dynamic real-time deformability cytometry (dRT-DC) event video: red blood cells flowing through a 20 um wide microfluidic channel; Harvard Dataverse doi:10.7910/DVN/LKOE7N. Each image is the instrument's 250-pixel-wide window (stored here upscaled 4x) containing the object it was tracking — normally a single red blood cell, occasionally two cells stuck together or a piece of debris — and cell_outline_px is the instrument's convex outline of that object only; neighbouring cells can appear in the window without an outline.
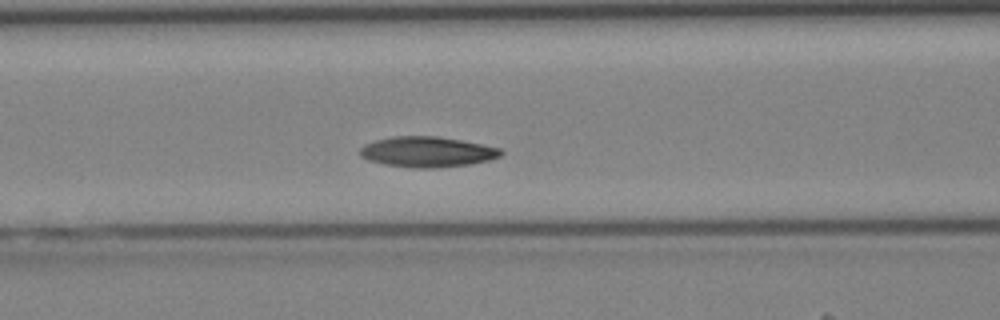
{"species": "Egyptian fruit bat (a non-hibernating species)", "species_latin": "Rousettus aegyptiacus", "temperature_condition": "cold", "stored_images_in_passage": 33, "camera_frame_rate_fps": 3000, "um_per_image_px": 0.085, "animal": {"sex": "female"}, "frame": {"image": 1, "passage_image": 11, "time_ms": 3.333, "image_size_px": [1000, 320], "cell_outline_px": [[504, 152], [500, 156], [488, 160], [468, 164], [432, 168], [416, 168], [384, 164], [368, 160], [360, 156], [360, 148], [364, 144], [376, 140], [392, 136], [436, 136], [460, 140], [500, 148]], "centroid_in_image_um": [36.28, 12.9], "position_along_channel_um": 130.3, "area_um2": 24.8}}
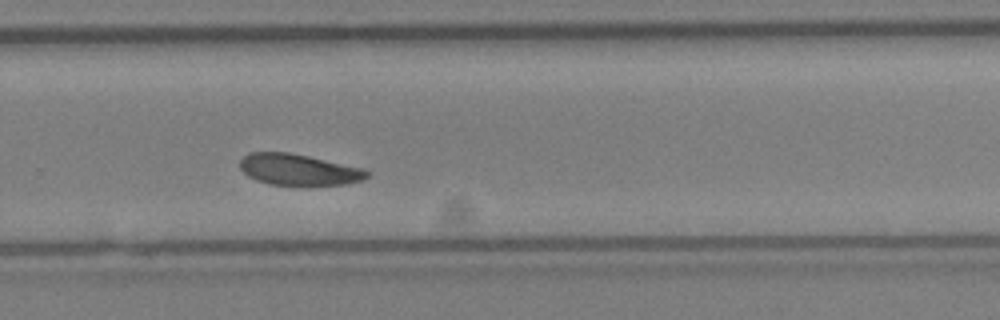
{"frame": {"image": 2, "passage_image": 22, "time_ms": 7.0, "image_size_px": [1000, 320], "cell_outline_px": [[368, 176], [364, 180], [344, 184], [268, 184], [256, 180], [248, 176], [240, 168], [240, 160], [248, 152], [288, 152], [308, 156], [364, 168], [368, 172]], "centroid_in_image_um": [25.36, 14.4], "position_along_channel_um": 304.4, "area_um2": 22.83}}
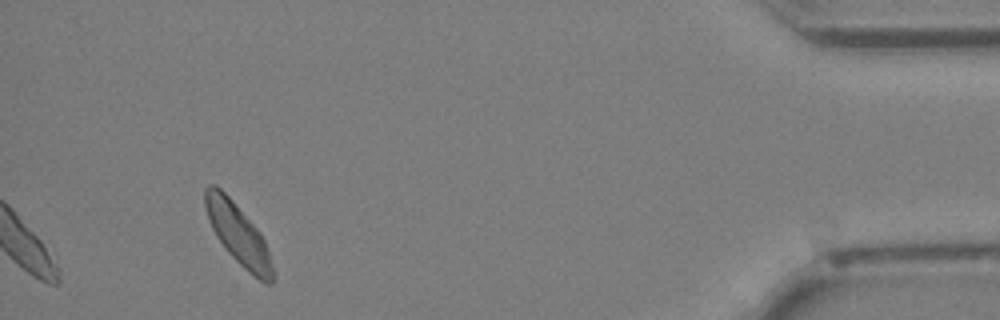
{"frame": {"image": 3, "passage_image": 33, "time_ms": 10.667, "image_size_px": [1000, 320], "cell_outline_px": [[272, 284], [268, 284], [260, 280], [248, 272], [224, 248], [216, 236], [208, 220], [204, 204], [204, 188], [208, 184], [216, 184], [232, 200], [260, 232], [264, 240], [268, 252], [272, 268]], "centroid_in_image_um": [20.19, 19.86], "position_along_channel_um": 415.0, "area_um2": 23.47}}